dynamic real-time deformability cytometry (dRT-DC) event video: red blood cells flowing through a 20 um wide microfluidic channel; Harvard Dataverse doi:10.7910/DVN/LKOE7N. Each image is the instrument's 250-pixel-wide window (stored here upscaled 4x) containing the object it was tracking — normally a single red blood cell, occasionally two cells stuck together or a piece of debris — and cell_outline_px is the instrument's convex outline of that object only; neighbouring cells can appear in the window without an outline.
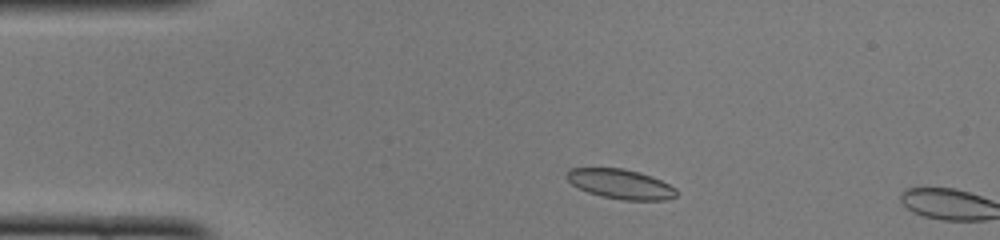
{"species": "common noctule bat (a hibernating species)", "species_latin": "Nyctalus noctula", "temperature_condition": "cold", "stored_images_in_passage": 5, "camera_frame_rate_fps": 3000, "um_per_image_px": 0.085, "animal": {"sex": "female", "body_mass_g": 22.0, "forearm_length_mm": 56.7}, "frame": {"image": 1, "passage_image": 4, "time_ms": 1.0, "image_size_px": [1000, 240], "cell_outline_px": [[676, 196], [664, 200], [624, 200], [604, 196], [588, 192], [572, 184], [564, 176], [564, 172], [568, 168], [624, 168], [640, 172], [652, 176], [676, 188]], "centroid_in_image_um": [52.71, 15.62], "position_along_channel_um": 32.3, "area_um2": 18.96}}